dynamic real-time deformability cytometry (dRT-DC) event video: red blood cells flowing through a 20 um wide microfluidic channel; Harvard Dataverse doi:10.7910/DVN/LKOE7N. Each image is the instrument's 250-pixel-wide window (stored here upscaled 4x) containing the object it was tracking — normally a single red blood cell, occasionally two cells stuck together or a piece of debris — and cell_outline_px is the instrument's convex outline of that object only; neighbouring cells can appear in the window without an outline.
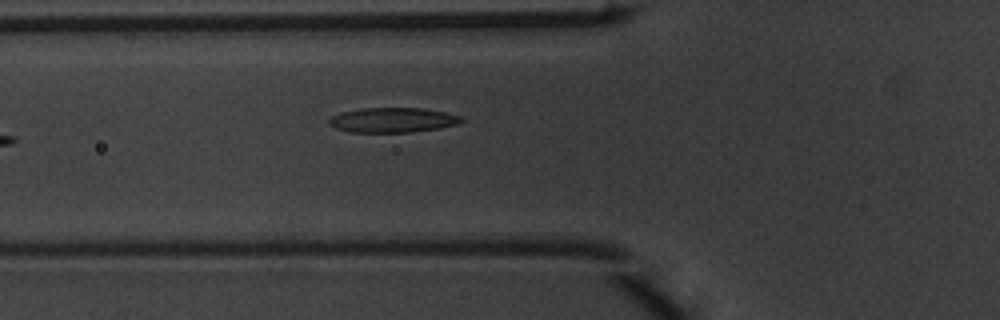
{"species": "common noctule bat (a hibernating species)", "species_latin": "Nyctalus noctula", "temperature_condition": "warm", "stored_images_in_passage": 6, "camera_frame_rate_fps": 3000, "um_per_image_px": 0.085, "animal": {"sex": "male", "body_mass_g": 20.1, "forearm_length_mm": 53.5}, "frame": {"image": 1, "passage_image": 6, "time_ms": 1.667, "image_size_px": [1000, 320], "cell_outline_px": [[464, 120], [456, 124], [440, 128], [412, 132], [348, 132], [336, 128], [328, 124], [328, 120], [332, 116], [340, 112], [360, 108], [420, 108], [444, 112], [460, 116]], "centroid_in_image_um": [33.33, 10.2], "position_along_channel_um": 92.5, "area_um2": 19.13}}